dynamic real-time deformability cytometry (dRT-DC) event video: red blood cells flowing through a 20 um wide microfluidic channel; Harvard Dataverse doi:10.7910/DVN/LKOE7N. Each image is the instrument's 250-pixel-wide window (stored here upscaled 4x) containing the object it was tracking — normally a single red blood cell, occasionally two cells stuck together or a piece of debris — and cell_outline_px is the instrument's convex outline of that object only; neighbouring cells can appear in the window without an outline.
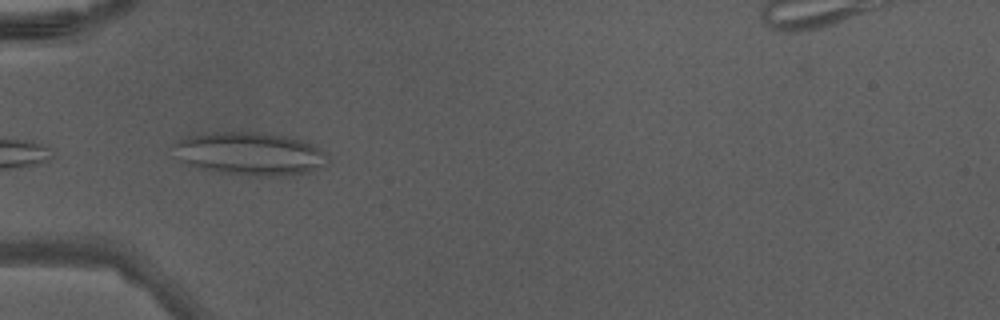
{"species": "Egyptian fruit bat (a non-hibernating species)", "species_latin": "Rousettus aegyptiacus", "temperature_condition": "warm", "stored_images_in_passage": 7, "camera_frame_rate_fps": 3000, "um_per_image_px": 0.085, "animal": {"sex": "male"}, "frame": {"image": 1, "passage_image": 1, "time_ms": 0.0, "image_size_px": [1000, 320], "cell_outline_px": [[328, 164], [324, 168], [308, 172], [280, 176], [256, 176], [212, 172], [184, 164], [180, 160], [172, 144], [188, 136], [212, 132], [268, 132], [288, 136], [304, 140], [312, 144], [324, 152], [328, 156]], "centroid_in_image_um": [21.27, 13.07], "position_along_channel_um": 63.7, "area_um2": 39.3}}